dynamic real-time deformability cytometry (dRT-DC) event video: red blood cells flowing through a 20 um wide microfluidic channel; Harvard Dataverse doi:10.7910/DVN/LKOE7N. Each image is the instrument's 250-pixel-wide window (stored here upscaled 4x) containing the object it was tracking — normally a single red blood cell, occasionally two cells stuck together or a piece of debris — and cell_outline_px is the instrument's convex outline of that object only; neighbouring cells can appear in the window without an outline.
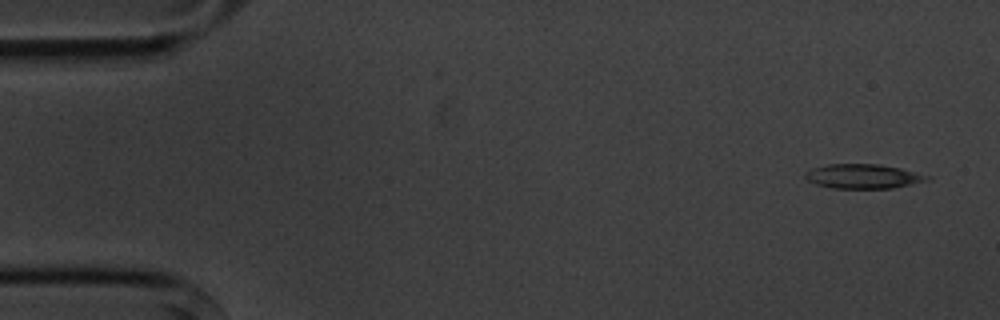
{"species": "common noctule bat (a hibernating species)", "species_latin": "Nyctalus noctula", "temperature_condition": "cold", "stored_images_in_passage": 6, "camera_frame_rate_fps": 3000, "um_per_image_px": 0.085, "animal": {"sex": "male", "body_mass_g": 20.1, "forearm_length_mm": 53.5}, "frame": {"image": 1, "passage_image": 1, "time_ms": 0.0, "image_size_px": [1000, 320], "cell_outline_px": [[932, 180], [892, 188], [832, 188], [816, 184], [808, 180], [804, 176], [804, 172], [812, 168], [828, 164], [876, 164], [900, 168], [932, 176]], "centroid_in_image_um": [73.39, 14.98], "position_along_channel_um": 11.6, "area_um2": 17.4}}
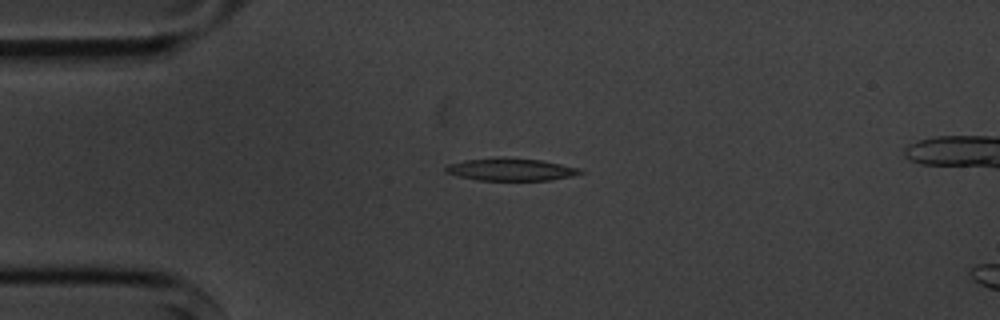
{"frame": {"image": 2, "passage_image": 4, "time_ms": 3.333, "image_size_px": [1000, 320], "cell_outline_px": [[584, 172], [572, 176], [548, 180], [476, 180], [444, 172], [444, 168], [448, 164], [464, 160], [540, 160], [580, 168]], "centroid_in_image_um": [43.43, 14.45], "position_along_channel_um": 41.6, "area_um2": 16.59}}